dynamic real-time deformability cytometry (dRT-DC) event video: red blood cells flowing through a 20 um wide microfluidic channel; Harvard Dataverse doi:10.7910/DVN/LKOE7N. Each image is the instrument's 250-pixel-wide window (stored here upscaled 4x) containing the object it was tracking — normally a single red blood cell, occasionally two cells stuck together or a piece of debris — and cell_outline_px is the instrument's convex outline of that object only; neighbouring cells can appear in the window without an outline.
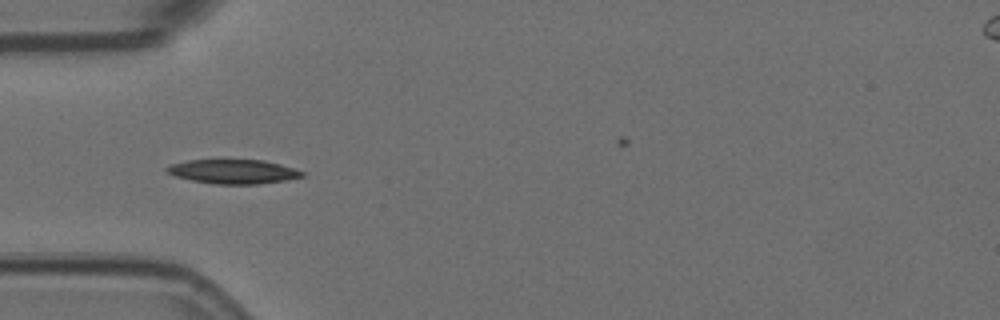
{"species": "Egyptian fruit bat (a non-hibernating species)", "species_latin": "Rousettus aegyptiacus", "temperature_condition": "room temperature", "stored_images_in_passage": 8, "camera_frame_rate_fps": 3000, "um_per_image_px": 0.085, "animal": {"sex": "female"}, "frame": {"image": 1, "passage_image": 3, "time_ms": 0.667, "image_size_px": [1000, 320], "cell_outline_px": [[304, 176], [284, 180], [260, 184], [212, 184], [192, 180], [176, 176], [168, 172], [164, 168], [172, 164], [188, 160], [264, 160], [280, 164], [304, 172]], "centroid_in_image_um": [19.82, 14.58], "position_along_channel_um": 65.2, "area_um2": 18.9}}
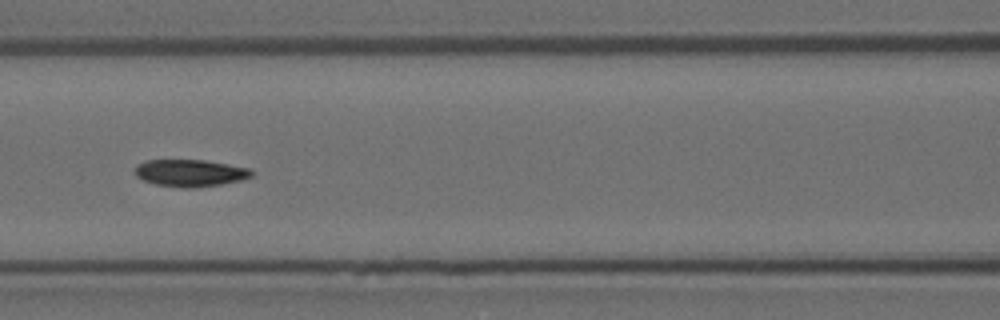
{"frame": {"image": 2, "passage_image": 5, "time_ms": 1.333, "image_size_px": [1000, 320], "cell_outline_px": [[256, 172], [252, 176], [240, 180], [220, 184], [196, 188], [180, 188], [156, 184], [144, 180], [136, 176], [132, 172], [136, 164], [148, 160], [204, 160], [228, 164], [248, 168]], "centroid_in_image_um": [16.14, 14.7], "position_along_channel_um": 150.5, "area_um2": 18.55}}
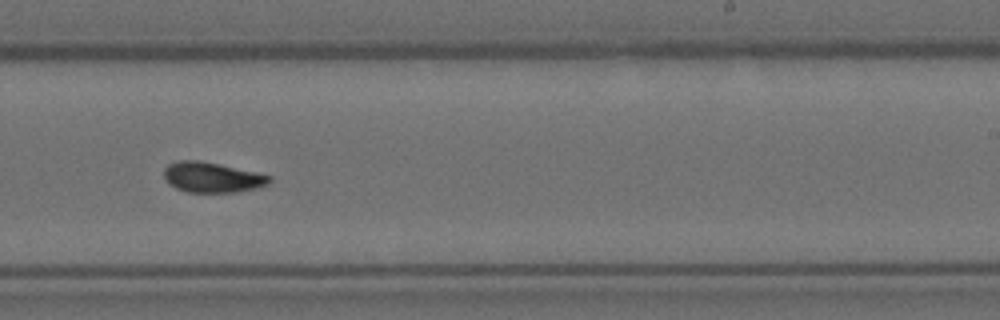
{"frame": {"image": 3, "passage_image": 8, "time_ms": 2.333, "image_size_px": [1000, 320], "cell_outline_px": [[272, 180], [268, 184], [256, 188], [236, 192], [188, 192], [176, 188], [168, 184], [164, 180], [164, 168], [168, 164], [176, 160], [196, 160], [220, 164], [256, 172], [272, 176]], "centroid_in_image_um": [18.0, 15.07], "position_along_channel_um": 271.0, "area_um2": 18.73}}